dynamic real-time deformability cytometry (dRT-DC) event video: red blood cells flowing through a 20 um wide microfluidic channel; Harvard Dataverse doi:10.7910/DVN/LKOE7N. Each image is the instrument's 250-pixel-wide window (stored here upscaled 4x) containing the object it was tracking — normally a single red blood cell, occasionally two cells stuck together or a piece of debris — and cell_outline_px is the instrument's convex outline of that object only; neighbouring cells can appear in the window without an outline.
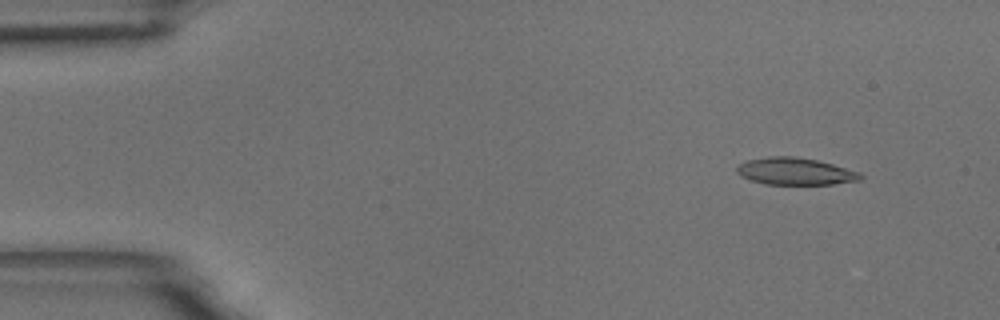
{"species": "common noctule bat (a hibernating species)", "species_latin": "Nyctalus noctula", "temperature_condition": "room temperature", "stored_images_in_passage": 6, "segment_of_instrument_passage": [2, 2], "camera_frame_rate_fps": 3000, "um_per_image_px": 0.085, "animal": {"sex": "male", "body_mass_g": 18.8}, "frame": {"image": 1, "passage_image": 6, "time_ms": 1.667, "image_size_px": [1000, 320], "cell_outline_px": [[864, 176], [860, 180], [832, 184], [764, 184], [740, 176], [736, 172], [736, 168], [744, 160], [768, 156], [792, 156], [816, 160], [832, 164], [860, 172]], "centroid_in_image_um": [67.56, 14.56], "position_along_channel_um": 17.4, "area_um2": 19.54}}